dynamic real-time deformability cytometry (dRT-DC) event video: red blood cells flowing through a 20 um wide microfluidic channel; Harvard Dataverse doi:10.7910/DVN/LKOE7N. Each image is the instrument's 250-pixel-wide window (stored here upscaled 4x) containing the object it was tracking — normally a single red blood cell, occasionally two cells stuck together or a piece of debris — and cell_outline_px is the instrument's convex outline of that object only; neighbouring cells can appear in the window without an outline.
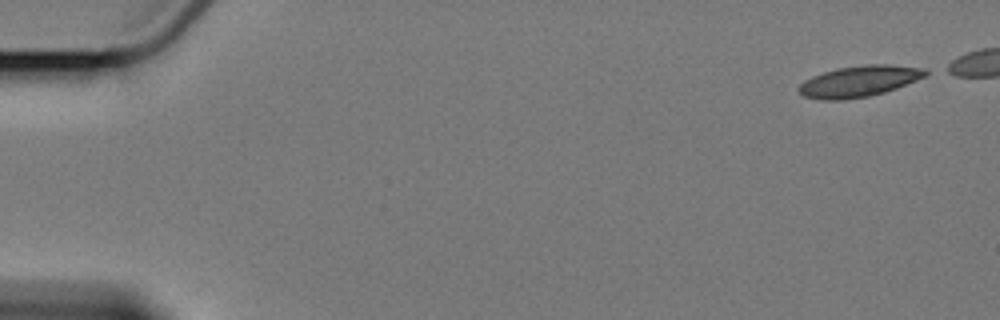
{"species": "Egyptian fruit bat (a non-hibernating species)", "species_latin": "Rousettus aegyptiacus", "temperature_condition": "cold", "stored_images_in_passage": 6, "camera_frame_rate_fps": 3000, "um_per_image_px": 0.085, "animal": {"sex": "female"}, "frame": {"image": 1, "passage_image": 1, "time_ms": 0.0, "image_size_px": [1000, 320], "cell_outline_px": [[932, 72], [928, 76], [896, 88], [884, 92], [868, 96], [840, 100], [820, 100], [804, 96], [796, 88], [804, 80], [812, 76], [836, 68], [868, 64], [888, 64], [924, 68]], "centroid_in_image_um": [73.05, 6.9], "position_along_channel_um": 11.9, "area_um2": 23.12}}